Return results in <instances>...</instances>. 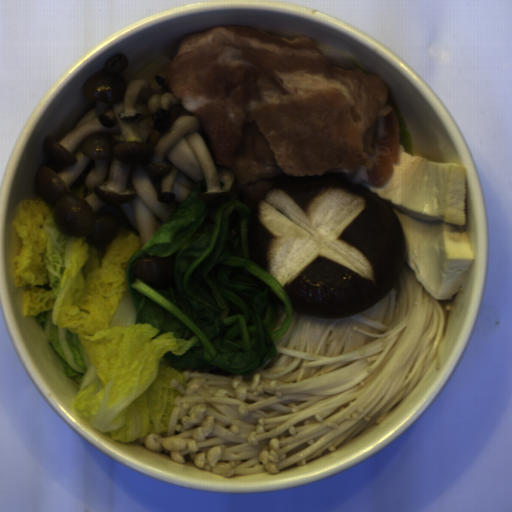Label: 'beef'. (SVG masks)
I'll list each match as a JSON object with an SVG mask.
<instances>
[{
  "mask_svg": "<svg viewBox=\"0 0 512 512\" xmlns=\"http://www.w3.org/2000/svg\"><path fill=\"white\" fill-rule=\"evenodd\" d=\"M168 86L252 201L289 179L386 186L401 129L377 73L339 47L240 25L184 36Z\"/></svg>",
  "mask_w": 512,
  "mask_h": 512,
  "instance_id": "33117281",
  "label": "beef"
}]
</instances>
